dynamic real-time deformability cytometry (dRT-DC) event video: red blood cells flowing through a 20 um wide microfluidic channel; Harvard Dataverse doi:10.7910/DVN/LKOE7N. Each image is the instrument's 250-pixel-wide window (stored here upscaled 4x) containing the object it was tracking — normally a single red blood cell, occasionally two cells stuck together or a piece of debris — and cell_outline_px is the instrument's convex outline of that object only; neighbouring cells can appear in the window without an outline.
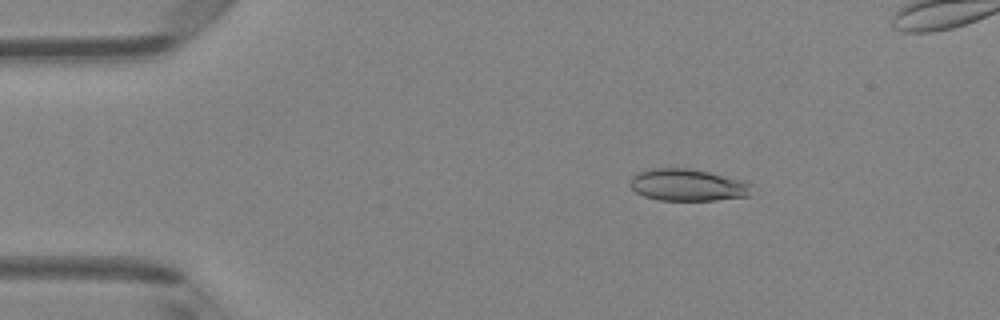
{"species": "Egyptian fruit bat (a non-hibernating species)", "species_latin": "Rousettus aegyptiacus", "temperature_condition": "room temperature", "stored_images_in_passage": 50, "segment_of_instrument_passage": [1, 2], "camera_frame_rate_fps": 3000, "um_per_image_px": 0.085, "animal": {"sex": "female"}, "frame": {"image": 1, "passage_image": 8, "time_ms": 2.333, "image_size_px": [1000, 320], "cell_outline_px": [[752, 184], [748, 196], [716, 200], [660, 200], [644, 196], [636, 192], [628, 184], [632, 176], [636, 172], [652, 168], [688, 168], [748, 180]], "centroid_in_image_um": [58.45, 15.71], "position_along_channel_um": 26.5, "area_um2": 22.89}}
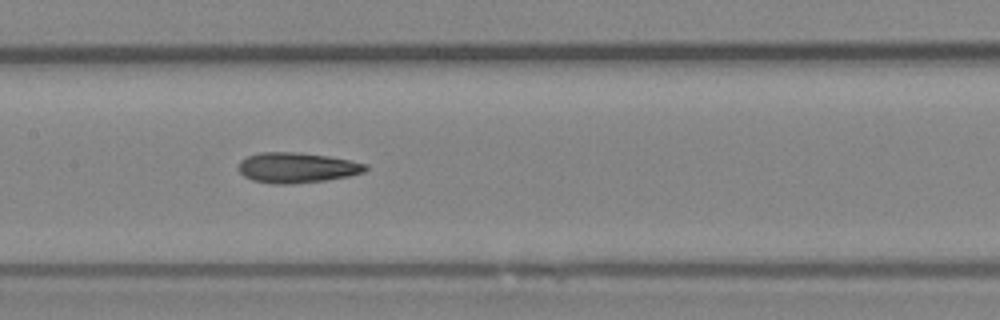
{"frame": {"image": 2, "passage_image": 24, "time_ms": 7.667, "image_size_px": [1000, 320], "cell_outline_px": [[368, 168], [364, 172], [348, 176], [328, 180], [292, 184], [272, 184], [252, 180], [244, 176], [236, 168], [240, 160], [248, 156], [260, 152], [296, 152], [328, 156], [368, 164]], "centroid_in_image_um": [25.2, 14.26], "position_along_channel_um": 182.2, "area_um2": 22.6}}
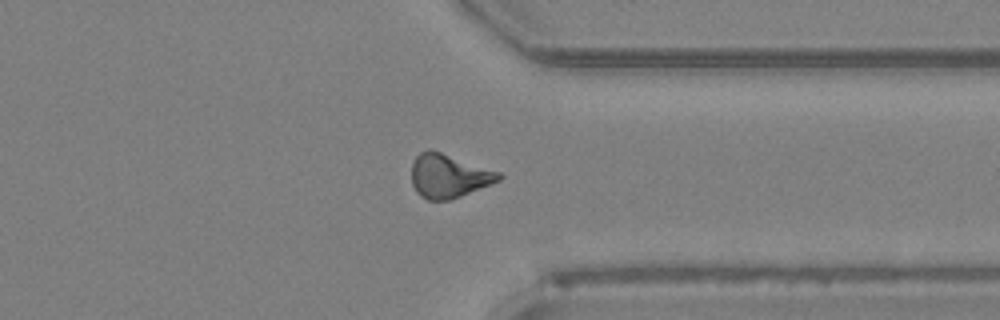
{"frame": {"image": 3, "passage_image": 38, "time_ms": 12.333, "image_size_px": [1000, 320], "cell_outline_px": [[504, 176], [500, 180], [460, 196], [448, 200], [428, 200], [420, 196], [416, 192], [412, 184], [412, 164], [416, 156], [420, 152], [428, 148], [432, 148], [500, 172]], "centroid_in_image_um": [38.12, 14.93], "position_along_channel_um": 373.3, "area_um2": 22.37}}